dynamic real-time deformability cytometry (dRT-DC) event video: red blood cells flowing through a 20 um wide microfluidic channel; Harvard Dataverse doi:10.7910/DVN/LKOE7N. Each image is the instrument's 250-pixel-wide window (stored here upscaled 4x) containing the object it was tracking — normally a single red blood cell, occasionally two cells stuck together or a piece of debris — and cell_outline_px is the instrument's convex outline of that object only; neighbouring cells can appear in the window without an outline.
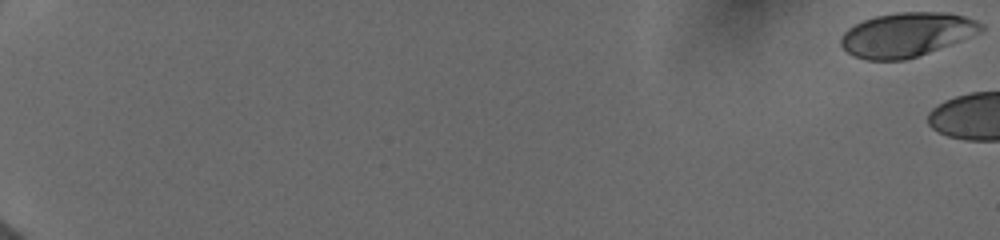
{"species": "human", "species_latin": "Homo sapiens", "temperature_condition": "cold", "stored_images_in_passage": 4, "camera_frame_rate_fps": 3000, "um_per_image_px": 0.085, "donor": {"sex": "female"}, "frame": {"image": 1, "passage_image": 1, "time_ms": 0.0, "image_size_px": [1000, 240], "cell_outline_px": [[984, 28], [980, 32], [960, 40], [928, 52], [904, 60], [868, 60], [856, 56], [848, 52], [840, 44], [840, 36], [848, 28], [864, 20], [876, 16], [896, 12], [948, 12], [964, 16], [976, 20], [984, 24]], "centroid_in_image_um": [77.06, 2.93], "position_along_channel_um": 7.9, "area_um2": 35.78}}